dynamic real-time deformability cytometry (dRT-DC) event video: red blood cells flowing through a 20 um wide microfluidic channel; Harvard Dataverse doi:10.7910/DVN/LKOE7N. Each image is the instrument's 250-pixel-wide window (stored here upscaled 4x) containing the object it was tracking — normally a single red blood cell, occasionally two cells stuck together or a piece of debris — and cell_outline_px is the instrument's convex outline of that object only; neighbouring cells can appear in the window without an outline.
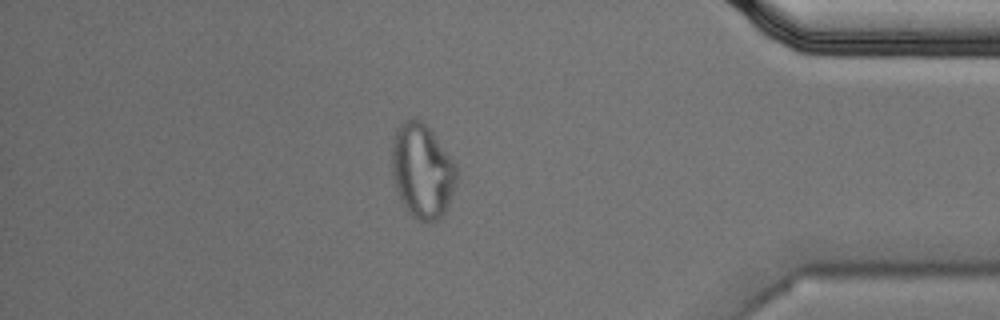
{"species": "Egyptian fruit bat (a non-hibernating species)", "species_latin": "Rousettus aegyptiacus", "temperature_condition": "cold", "stored_images_in_passage": 52, "camera_frame_rate_fps": 3000, "um_per_image_px": 0.085, "animal": {"sex": "male"}, "frame": {"image": 1, "passage_image": 45, "time_ms": 14.667, "image_size_px": [1000, 320], "cell_outline_px": [[456, 184], [448, 208], [444, 216], [432, 224], [420, 220], [412, 216], [408, 212], [396, 188], [392, 172], [392, 144], [396, 132], [400, 124], [404, 120], [420, 120], [432, 132], [456, 164]], "centroid_in_image_um": [35.91, 14.59], "position_along_channel_um": 399.3, "area_um2": 35.43}, "authors_computed_cell_mechanics": {"area_um2": 22.8888, "velocity_mm_per_s": 3.5441, "shape_relaxation_time_tau1_ms": null, "shape_relaxation_time_tau2_ms": 1.5744, "deformation_change_tau1": null, "deformation_change_tau2": 0.0878}}